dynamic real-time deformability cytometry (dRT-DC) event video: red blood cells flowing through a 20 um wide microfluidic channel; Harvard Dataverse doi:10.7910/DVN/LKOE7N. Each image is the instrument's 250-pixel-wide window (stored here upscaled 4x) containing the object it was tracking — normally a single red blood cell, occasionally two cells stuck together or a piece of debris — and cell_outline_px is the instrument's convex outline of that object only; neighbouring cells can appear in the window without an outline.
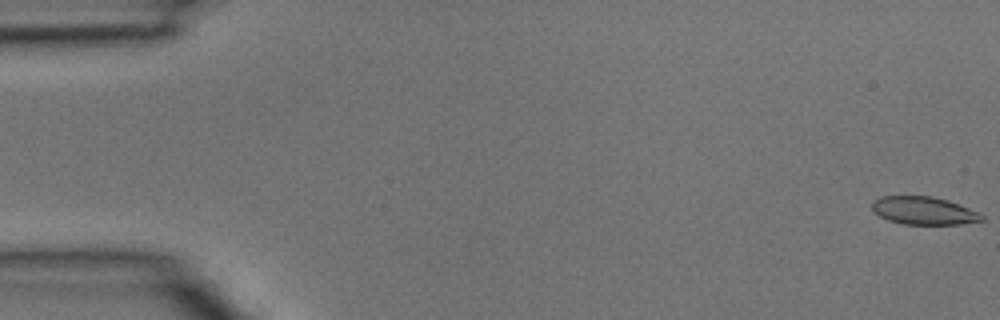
{"species": "common noctule bat (a hibernating species)", "species_latin": "Nyctalus noctula", "temperature_condition": "room temperature", "stored_images_in_passage": 2, "camera_frame_rate_fps": 3000, "um_per_image_px": 0.085, "animal": {"sex": "male", "body_mass_g": 15.6}, "frame": {"image": 1, "passage_image": 2, "time_ms": 0.333, "image_size_px": [1000, 320], "cell_outline_px": [[984, 220], [960, 224], [904, 224], [888, 220], [880, 216], [872, 208], [872, 200], [880, 196], [932, 196], [948, 200], [980, 212], [984, 216]], "centroid_in_image_um": [78.53, 17.9], "position_along_channel_um": 6.5, "area_um2": 17.86}}